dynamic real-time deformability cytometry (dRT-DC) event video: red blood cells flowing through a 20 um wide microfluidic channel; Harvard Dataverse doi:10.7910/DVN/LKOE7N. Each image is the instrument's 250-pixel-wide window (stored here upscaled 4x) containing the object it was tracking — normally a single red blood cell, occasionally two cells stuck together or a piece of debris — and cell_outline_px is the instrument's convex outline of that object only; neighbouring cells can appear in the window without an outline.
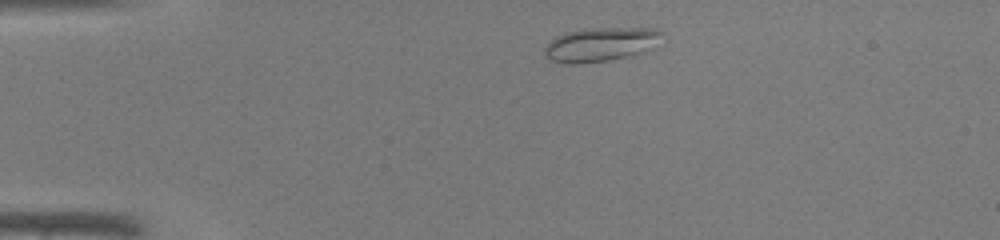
{"species": "common noctule bat (a hibernating species)", "species_latin": "Nyctalus noctula", "temperature_condition": "warm", "stored_images_in_passage": 36, "camera_frame_rate_fps": 3000, "um_per_image_px": 0.085, "animal": {"sex": "male", "body_mass_g": 19.0, "forearm_length_mm": 50.8}, "frame": {"image": 1, "passage_image": 1, "time_ms": 0.0, "image_size_px": [1000, 240], "cell_outline_px": [[664, 32], [640, 52], [608, 60], [572, 64], [568, 64], [552, 60], [544, 56], [544, 48], [556, 36], [564, 32], [588, 28], [656, 28]], "centroid_in_image_um": [50.92, 3.75], "position_along_channel_um": 34.1, "area_um2": 22.43}}
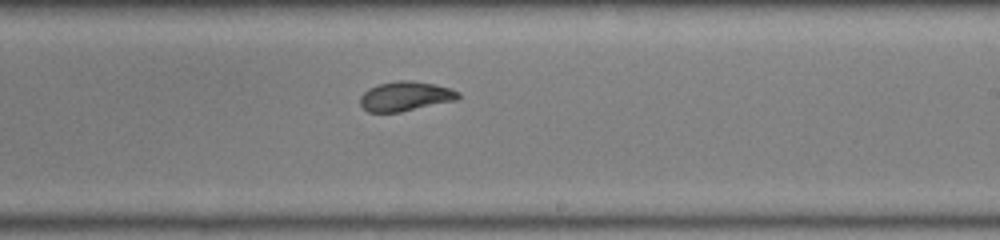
{"frame": {"image": 2, "passage_image": 19, "time_ms": 6.0, "image_size_px": [1000, 240], "cell_outline_px": [[460, 96], [456, 100], [400, 112], [368, 112], [360, 104], [360, 96], [368, 88], [376, 84], [396, 80], [412, 80], [436, 84], [460, 92]], "centroid_in_image_um": [34.43, 8.16], "position_along_channel_um": 254.6, "area_um2": 16.99}}
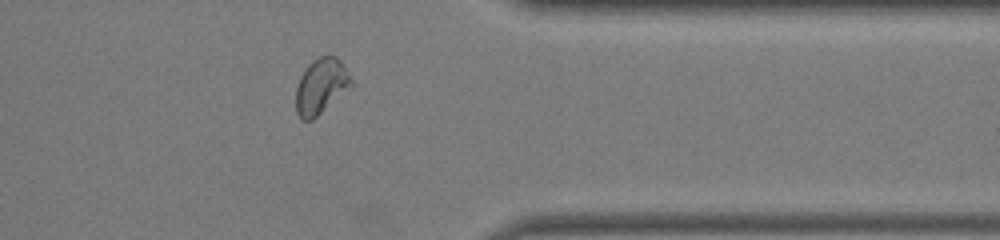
{"frame": {"image": 3, "passage_image": 28, "time_ms": 9.0, "image_size_px": [1000, 240], "cell_outline_px": [[352, 88], [312, 120], [300, 120], [296, 112], [296, 88], [300, 76], [308, 64], [312, 60], [320, 56], [336, 56], [344, 64], [352, 80]], "centroid_in_image_um": [27.3, 7.33], "position_along_channel_um": 384.1, "area_um2": 18.15}}